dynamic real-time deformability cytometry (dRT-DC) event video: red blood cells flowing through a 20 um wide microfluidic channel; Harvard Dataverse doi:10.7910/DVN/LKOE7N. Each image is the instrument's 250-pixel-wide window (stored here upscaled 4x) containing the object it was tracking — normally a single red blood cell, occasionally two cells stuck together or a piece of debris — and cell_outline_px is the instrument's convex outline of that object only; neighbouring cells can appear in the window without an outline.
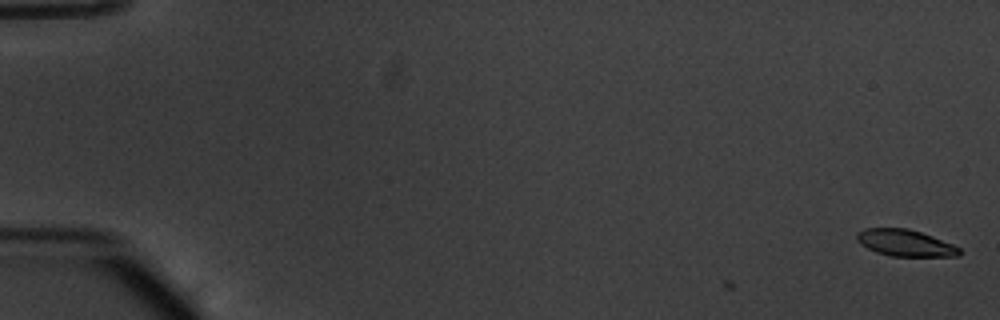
{"species": "common noctule bat (a hibernating species)", "species_latin": "Nyctalus noctula", "temperature_condition": "warm", "stored_images_in_passage": 3, "camera_frame_rate_fps": 3000, "um_per_image_px": 0.085, "animal": {"sex": "male", "body_mass_g": 20.1, "forearm_length_mm": 53.5}, "frame": {"image": 1, "passage_image": 3, "time_ms": 0.667, "image_size_px": [1000, 320], "cell_outline_px": [[960, 256], [892, 256], [876, 252], [860, 244], [856, 240], [856, 232], [864, 228], [908, 228], [932, 236], [952, 244], [960, 248]], "centroid_in_image_um": [76.9, 20.64], "position_along_channel_um": 8.1, "area_um2": 15.9}}